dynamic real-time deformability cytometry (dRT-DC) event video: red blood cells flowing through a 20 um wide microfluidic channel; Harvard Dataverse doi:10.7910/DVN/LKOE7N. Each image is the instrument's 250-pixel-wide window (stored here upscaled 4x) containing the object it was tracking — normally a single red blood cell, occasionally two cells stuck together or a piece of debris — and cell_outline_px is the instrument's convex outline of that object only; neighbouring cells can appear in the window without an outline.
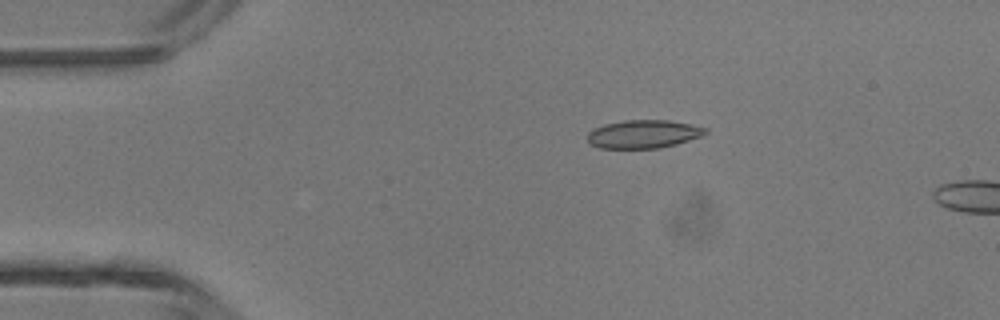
{"species": "common noctule bat (a hibernating species)", "species_latin": "Nyctalus noctula", "temperature_condition": "room temperature", "stored_images_in_passage": 6, "camera_frame_rate_fps": 3000, "um_per_image_px": 0.085, "animal": {"sex": "male", "body_mass_g": 13.3}, "frame": {"image": 1, "passage_image": 3, "time_ms": 0.667, "image_size_px": [1000, 320], "cell_outline_px": [[708, 132], [700, 136], [676, 144], [660, 148], [600, 148], [588, 144], [588, 132], [592, 128], [604, 124], [624, 120], [668, 120], [692, 124], [708, 128]], "centroid_in_image_um": [54.67, 11.39], "position_along_channel_um": 30.3, "area_um2": 19.54}}